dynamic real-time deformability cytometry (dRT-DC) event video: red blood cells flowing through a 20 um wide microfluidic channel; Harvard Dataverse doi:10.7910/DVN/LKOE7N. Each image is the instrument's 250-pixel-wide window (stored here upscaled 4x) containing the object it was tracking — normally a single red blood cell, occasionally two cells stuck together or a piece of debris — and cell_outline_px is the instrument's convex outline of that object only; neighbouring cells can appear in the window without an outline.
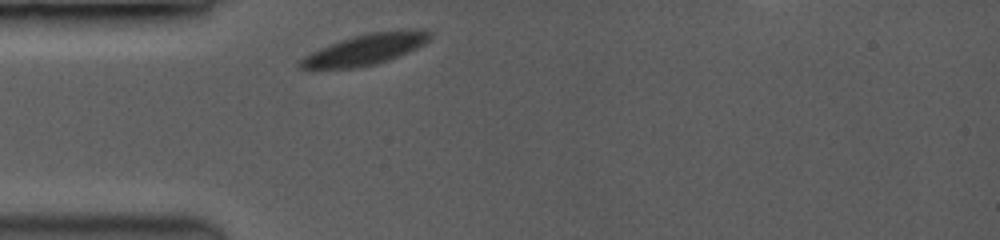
{"species": "common noctule bat (a hibernating species)", "species_latin": "Nyctalus noctula", "temperature_condition": "room temperature", "stored_images_in_passage": 1, "camera_frame_rate_fps": 3500, "um_per_image_px": 0.085, "animal": {"sex": "female", "body_mass_g": 19.0, "forearm_length_mm": 53.3}, "frame": {"image": 1, "passage_image": 1, "time_ms": 0.0, "image_size_px": [1000, 240], "cell_outline_px": [[432, 36], [424, 44], [416, 48], [388, 60], [376, 64], [356, 68], [312, 72], [300, 68], [296, 64], [304, 56], [320, 48], [340, 40], [352, 36], [368, 32], [408, 28], [420, 28], [432, 32]], "centroid_in_image_um": [30.99, 4.22], "position_along_channel_um": 54.0, "area_um2": 24.28}}